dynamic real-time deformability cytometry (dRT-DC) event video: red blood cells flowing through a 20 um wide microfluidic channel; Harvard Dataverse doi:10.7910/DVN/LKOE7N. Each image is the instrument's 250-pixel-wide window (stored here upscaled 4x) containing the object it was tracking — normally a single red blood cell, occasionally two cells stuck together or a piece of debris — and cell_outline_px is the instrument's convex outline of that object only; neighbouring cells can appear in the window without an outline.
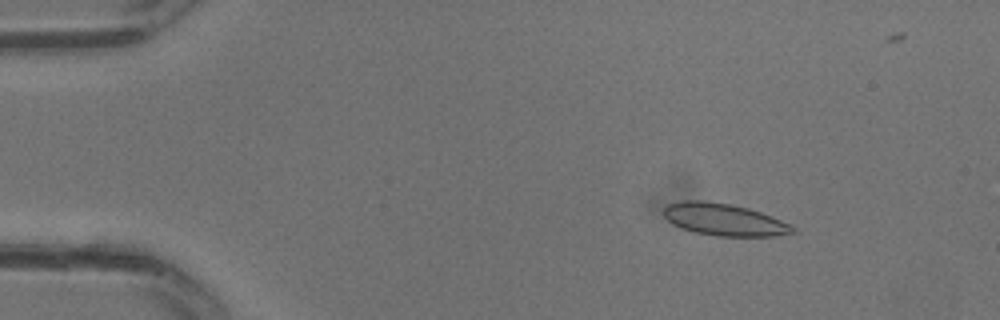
{"species": "common noctule bat (a hibernating species)", "species_latin": "Nyctalus noctula", "temperature_condition": "warm", "stored_images_in_passage": 16, "camera_frame_rate_fps": 3000, "um_per_image_px": 0.085, "animal": {"sex": "male", "body_mass_g": 13.3}, "frame": {"image": 1, "passage_image": 5, "time_ms": 1.333, "image_size_px": [1000, 320], "cell_outline_px": [[796, 232], [776, 236], [716, 236], [696, 232], [680, 228], [672, 224], [664, 216], [664, 208], [668, 204], [680, 200], [704, 200], [728, 204], [748, 208], [772, 216], [792, 224], [796, 228]], "centroid_in_image_um": [61.56, 18.67], "position_along_channel_um": 23.4, "area_um2": 24.28}}
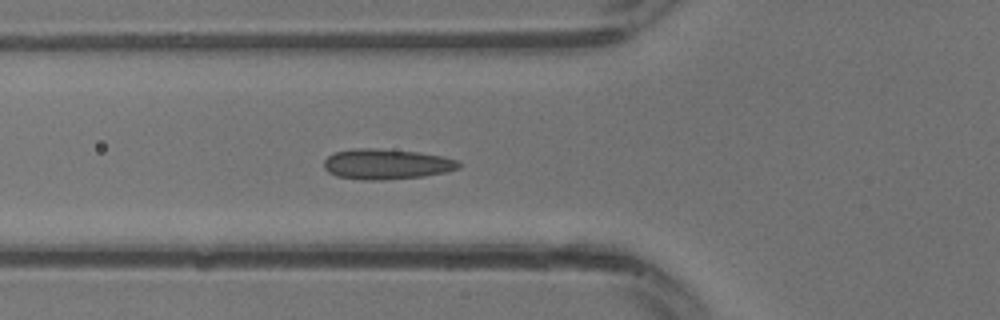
{"frame": {"image": 2, "passage_image": 12, "time_ms": 3.667, "image_size_px": [1000, 320], "cell_outline_px": [[460, 168], [444, 172], [424, 176], [384, 180], [364, 180], [336, 176], [328, 172], [324, 168], [324, 160], [332, 152], [352, 148], [376, 148], [416, 152], [444, 156], [456, 160], [460, 164]], "centroid_in_image_um": [32.8, 13.94], "position_along_channel_um": 93.0, "area_um2": 23.99}}
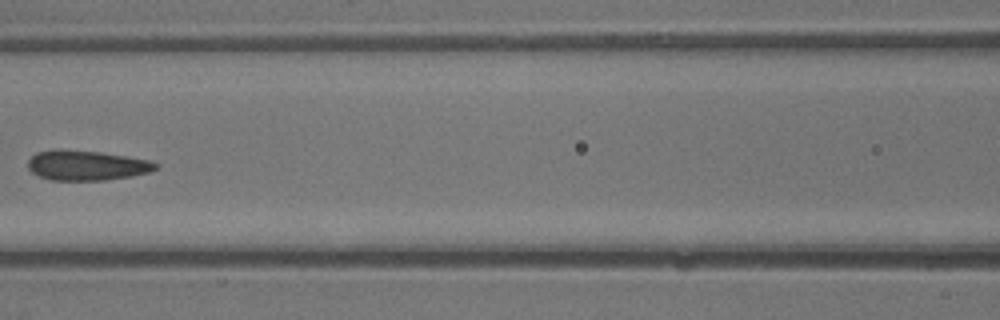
{"frame": {"image": 3, "passage_image": 15, "time_ms": 4.667, "image_size_px": [1000, 320], "cell_outline_px": [[160, 168], [152, 172], [132, 176], [104, 180], [52, 180], [40, 176], [32, 172], [28, 168], [28, 160], [36, 152], [56, 148], [60, 148], [100, 152], [128, 156], [148, 160], [160, 164]], "centroid_in_image_um": [7.4, 14.04], "position_along_channel_um": 159.2, "area_um2": 22.66}}